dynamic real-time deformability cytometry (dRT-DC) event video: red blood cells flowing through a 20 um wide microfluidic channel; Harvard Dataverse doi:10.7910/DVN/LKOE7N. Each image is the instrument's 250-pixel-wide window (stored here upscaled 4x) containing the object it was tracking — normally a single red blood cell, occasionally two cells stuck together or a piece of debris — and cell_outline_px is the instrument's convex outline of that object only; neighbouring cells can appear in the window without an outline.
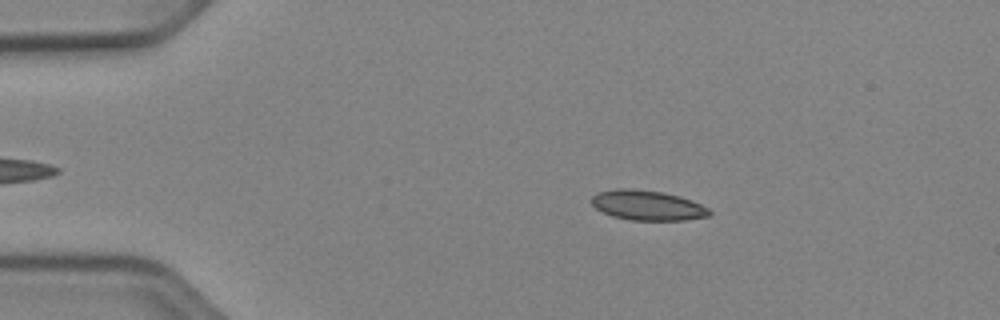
{"species": "Egyptian fruit bat (a non-hibernating species)", "species_latin": "Rousettus aegyptiacus", "temperature_condition": "cold", "stored_images_in_passage": 50, "camera_frame_rate_fps": 3000, "um_per_image_px": 0.085, "animal": {"sex": "female"}, "frame": {"image": 1, "passage_image": 8, "time_ms": 2.333, "image_size_px": [1000, 320], "cell_outline_px": [[712, 212], [708, 216], [684, 220], [632, 220], [612, 216], [596, 208], [592, 204], [592, 196], [596, 192], [616, 188], [632, 188], [664, 192], [680, 196], [692, 200], [708, 208]], "centroid_in_image_um": [55.03, 17.44], "position_along_channel_um": 30.0, "area_um2": 20.63}}
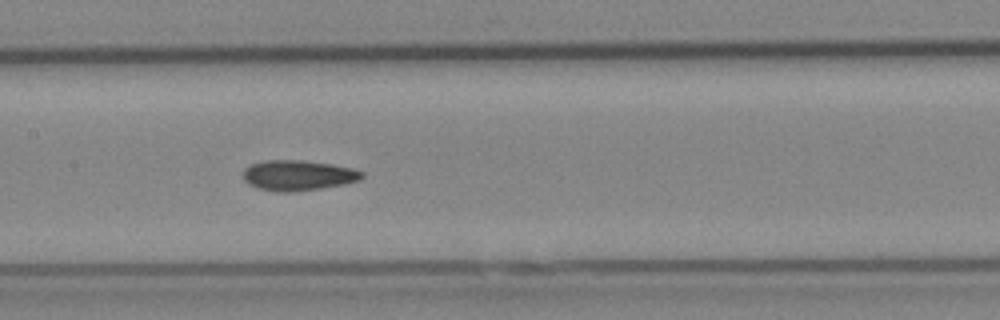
{"frame": {"image": 2, "passage_image": 24, "time_ms": 7.667, "image_size_px": [1000, 320], "cell_outline_px": [[364, 176], [360, 180], [344, 184], [320, 188], [292, 192], [276, 192], [256, 188], [248, 184], [244, 180], [244, 168], [252, 164], [264, 160], [304, 160], [332, 164], [352, 168], [364, 172]], "centroid_in_image_um": [25.33, 14.9], "position_along_channel_um": 182.1, "area_um2": 21.15}}
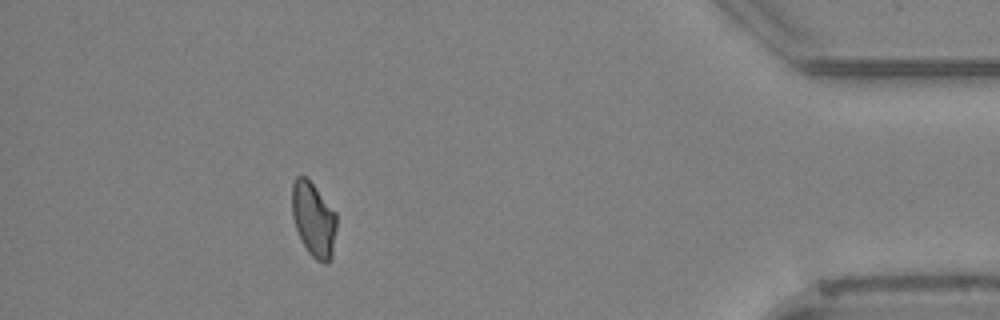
{"frame": {"image": 3, "passage_image": 45, "time_ms": 14.667, "image_size_px": [1000, 320], "cell_outline_px": [[336, 228], [332, 256], [328, 264], [324, 264], [316, 260], [308, 252], [296, 228], [292, 216], [292, 184], [296, 176], [304, 176], [312, 184], [336, 212]], "centroid_in_image_um": [26.66, 18.67], "position_along_channel_um": 408.5, "area_um2": 19.19}, "authors_computed_cell_mechanics": {"area_um2": 19.9699, "velocity_mm_per_s": 3.9445, "shape_relaxation_time_tau1_ms": 6.845, "shape_relaxation_time_tau2_ms": 2.9846, "deformation_change_tau1": 0.1213, "deformation_change_tau2": 0.0712}}